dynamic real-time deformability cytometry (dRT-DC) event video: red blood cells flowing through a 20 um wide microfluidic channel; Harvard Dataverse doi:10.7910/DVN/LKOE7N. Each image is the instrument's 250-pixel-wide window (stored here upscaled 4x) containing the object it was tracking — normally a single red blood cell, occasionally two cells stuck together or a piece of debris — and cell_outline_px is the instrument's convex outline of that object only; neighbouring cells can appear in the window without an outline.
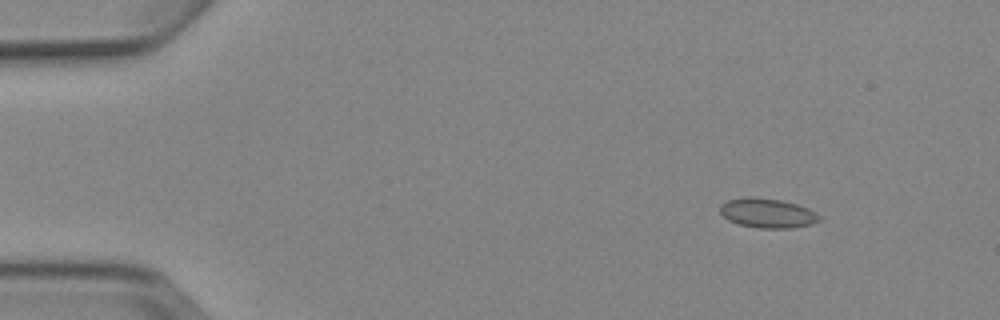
{"species": "Egyptian fruit bat (a non-hibernating species)", "species_latin": "Rousettus aegyptiacus", "temperature_condition": "cold", "stored_images_in_passage": 4, "camera_frame_rate_fps": 3000, "um_per_image_px": 0.085, "animal": {"sex": "female"}, "frame": {"image": 1, "passage_image": 2, "time_ms": 1.0, "image_size_px": [1000, 320], "cell_outline_px": [[820, 220], [812, 224], [792, 228], [756, 228], [736, 224], [728, 220], [720, 212], [720, 204], [728, 200], [752, 196], [780, 200], [796, 204], [808, 208], [816, 212], [820, 216]], "centroid_in_image_um": [65.22, 18.12], "position_along_channel_um": 19.8, "area_um2": 17.17}}